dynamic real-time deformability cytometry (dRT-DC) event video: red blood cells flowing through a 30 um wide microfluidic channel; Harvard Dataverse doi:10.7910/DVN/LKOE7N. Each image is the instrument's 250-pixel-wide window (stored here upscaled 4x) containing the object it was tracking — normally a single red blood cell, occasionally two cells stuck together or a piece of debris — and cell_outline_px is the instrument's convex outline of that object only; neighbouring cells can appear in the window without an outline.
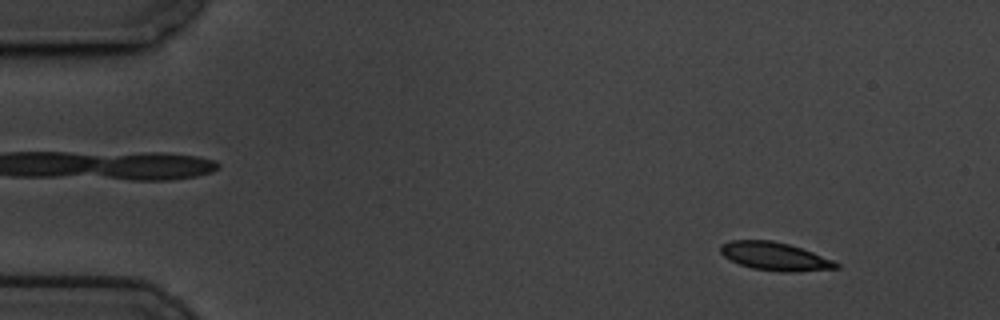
{"species": "common noctule bat (a hibernating species)", "species_latin": "Nyctalus noctula", "temperature_condition": "cold", "stored_images_in_passage": 59, "camera_frame_rate_fps": 3000, "um_per_image_px": 0.085, "animal": {"sex": "male", "body_mass_g": 19.5, "forearm_length_mm": 54.6}, "frame": {"image": 1, "passage_image": 6, "time_ms": 1.667, "image_size_px": [1000, 320], "cell_outline_px": [[840, 268], [796, 272], [780, 272], [752, 268], [740, 264], [724, 256], [720, 252], [720, 244], [732, 240], [772, 240], [788, 244], [812, 252], [832, 260], [840, 264]], "centroid_in_image_um": [65.86, 21.79], "position_along_channel_um": 19.1, "area_um2": 18.9}}
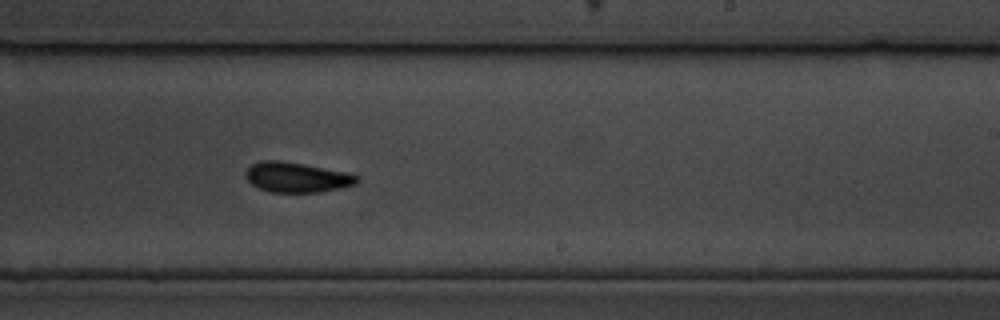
{"frame": {"image": 2, "passage_image": 36, "time_ms": 11.667, "image_size_px": [1000, 320], "cell_outline_px": [[360, 180], [356, 184], [340, 188], [320, 192], [272, 192], [260, 188], [252, 184], [244, 176], [244, 172], [252, 164], [260, 160], [280, 160], [352, 172], [360, 176]], "centroid_in_image_um": [25.28, 15.05], "position_along_channel_um": 263.7, "area_um2": 19.83}}
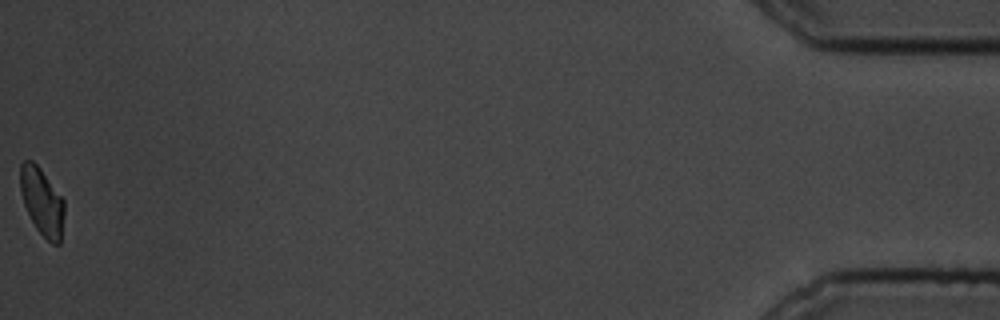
{"frame": {"image": 3, "passage_image": 59, "time_ms": 19.333, "image_size_px": [1000, 320], "cell_outline_px": [[64, 212], [60, 244], [52, 244], [36, 228], [24, 204], [20, 188], [20, 164], [24, 160], [32, 160], [40, 168], [64, 200]], "centroid_in_image_um": [3.57, 17.12], "position_along_channel_um": 431.6, "area_um2": 17.05}, "authors_computed_cell_mechanics": {"area_um2": 19.1896, "velocity_mm_per_s": 3.4077, "shape_relaxation_time_tau1_ms": 3.4738, "shape_relaxation_time_tau2_ms": 4.3595, "deformation_change_tau1": 0.0982, "deformation_change_tau2": 0.0686}}